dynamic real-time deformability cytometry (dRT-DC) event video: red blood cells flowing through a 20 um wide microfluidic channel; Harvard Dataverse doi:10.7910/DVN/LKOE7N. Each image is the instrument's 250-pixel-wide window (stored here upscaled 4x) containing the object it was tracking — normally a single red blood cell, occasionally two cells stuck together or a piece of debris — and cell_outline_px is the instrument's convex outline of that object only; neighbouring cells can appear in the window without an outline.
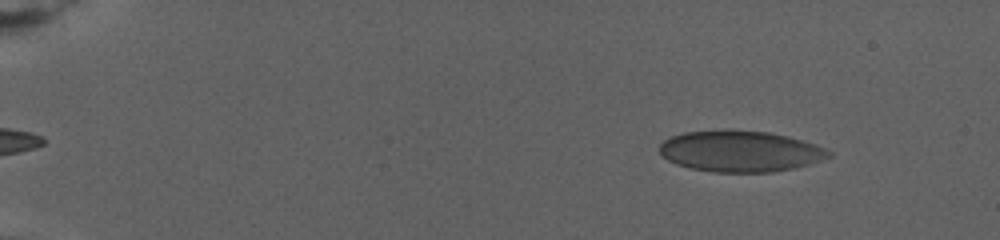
{"species": "human", "species_latin": "Homo sapiens", "temperature_condition": "warm", "stored_images_in_passage": 18, "camera_frame_rate_fps": 3000, "um_per_image_px": 0.085, "donor": {"sex": "female"}, "frame": {"image": 1, "passage_image": 3, "time_ms": 2.0, "image_size_px": [1000, 240], "cell_outline_px": [[832, 156], [808, 164], [792, 168], [772, 172], [712, 172], [692, 168], [676, 164], [660, 156], [660, 144], [664, 140], [672, 136], [684, 132], [768, 132], [788, 136], [816, 144], [832, 152]], "centroid_in_image_um": [62.93, 12.89], "position_along_channel_um": 22.1, "area_um2": 39.71}}
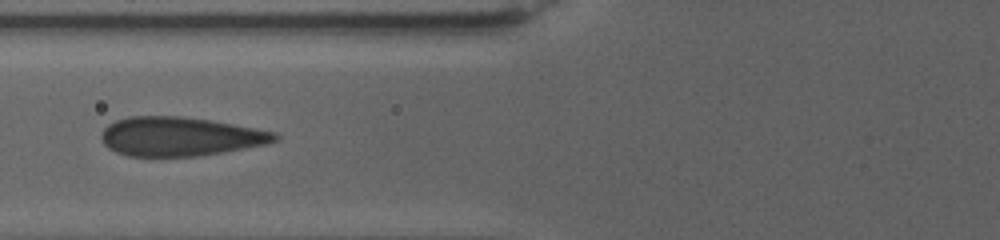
{"frame": {"image": 2, "passage_image": 12, "time_ms": 10.333, "image_size_px": [1000, 240], "cell_outline_px": [[280, 136], [276, 140], [264, 144], [224, 152], [196, 156], [128, 156], [116, 152], [108, 148], [104, 144], [100, 136], [104, 128], [108, 124], [116, 120], [128, 116], [180, 116], [212, 120], [276, 132]], "centroid_in_image_um": [15.27, 11.59], "position_along_channel_um": 110.5, "area_um2": 39.42}}
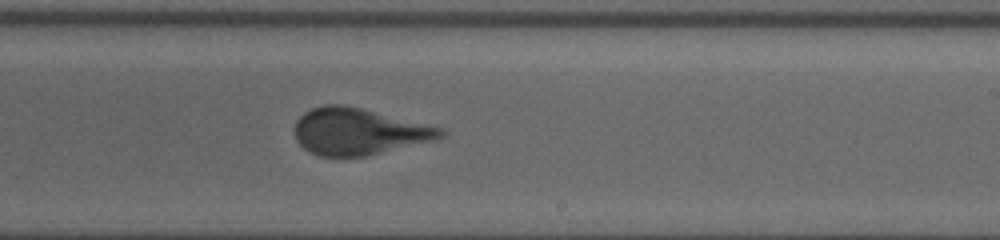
{"frame": {"image": 3, "passage_image": 18, "time_ms": 16.0, "image_size_px": [1000, 240], "cell_outline_px": [[448, 132], [444, 136], [436, 140], [364, 156], [320, 156], [308, 152], [296, 140], [296, 120], [304, 112], [312, 108], [324, 104], [340, 104], [360, 108], [444, 128]], "centroid_in_image_um": [30.5, 11.18], "position_along_channel_um": 258.5, "area_um2": 39.48}}